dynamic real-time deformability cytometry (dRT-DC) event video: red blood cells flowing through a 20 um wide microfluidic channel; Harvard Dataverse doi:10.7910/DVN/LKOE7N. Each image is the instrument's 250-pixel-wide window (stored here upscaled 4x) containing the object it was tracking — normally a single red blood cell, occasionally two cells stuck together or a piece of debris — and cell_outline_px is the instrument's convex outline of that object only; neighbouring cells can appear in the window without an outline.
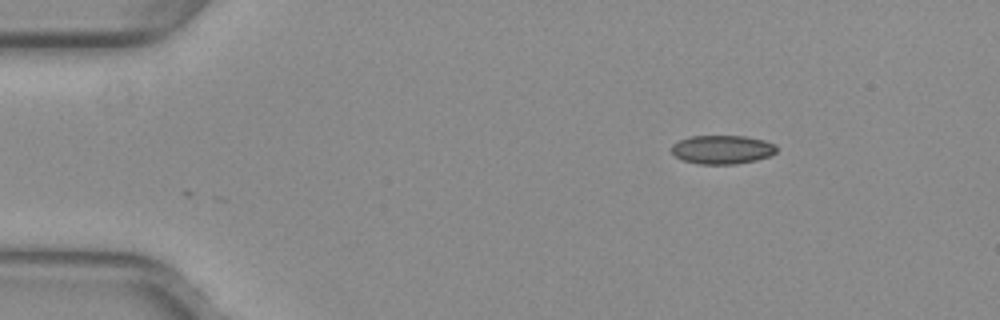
{"species": "common noctule bat (a hibernating species)", "species_latin": "Nyctalus noctula", "temperature_condition": "warm", "stored_images_in_passage": 46, "camera_frame_rate_fps": 3000, "um_per_image_px": 0.085, "animal": {"sex": "female", "body_mass_g": 29.2, "forearm_length_mm": 56.3}, "frame": {"image": 1, "passage_image": 1, "time_ms": 0.0, "image_size_px": [1000, 320], "cell_outline_px": [[776, 152], [768, 156], [756, 160], [736, 164], [700, 164], [684, 160], [676, 156], [672, 152], [672, 144], [680, 140], [692, 136], [744, 136], [764, 140], [776, 144]], "centroid_in_image_um": [61.41, 12.71], "position_along_channel_um": 23.6, "area_um2": 17.46}}
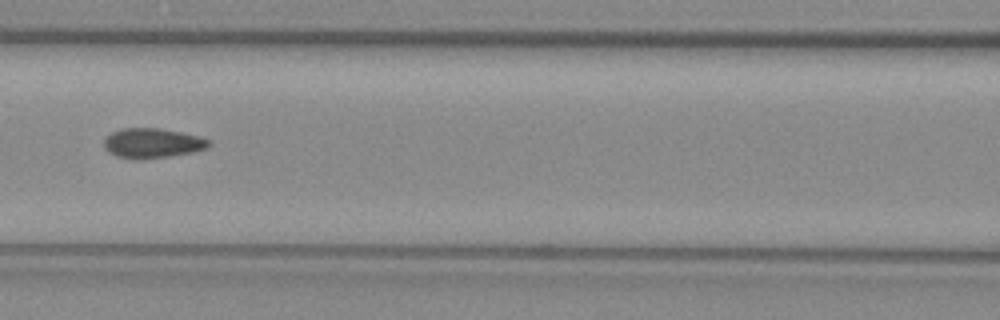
{"frame": {"image": 2, "passage_image": 17, "time_ms": 5.333, "image_size_px": [1000, 320], "cell_outline_px": [[212, 144], [208, 148], [192, 152], [168, 156], [136, 160], [132, 160], [116, 156], [108, 152], [104, 148], [104, 140], [112, 132], [120, 128], [156, 128], [180, 132], [196, 136], [208, 140]], "centroid_in_image_um": [12.91, 12.18], "position_along_channel_um": 153.7, "area_um2": 18.15}}
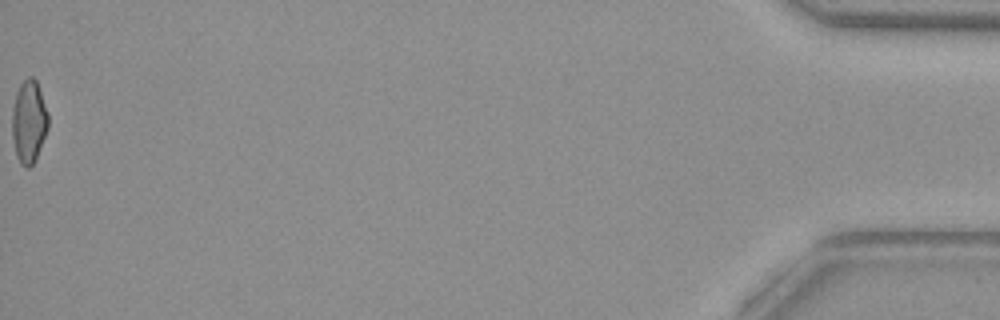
{"frame": {"image": 3, "passage_image": 46, "time_ms": 15.0, "image_size_px": [1000, 320], "cell_outline_px": [[48, 128], [36, 156], [32, 164], [28, 168], [20, 164], [16, 156], [12, 136], [12, 112], [16, 92], [20, 84], [28, 76], [32, 76], [36, 80], [48, 112]], "centroid_in_image_um": [2.44, 10.32], "position_along_channel_um": 432.8, "area_um2": 17.28}, "authors_computed_cell_mechanics": {"area_um2": 17.8602, "velocity_mm_per_s": 3.9715, "shape_relaxation_time_tau1_ms": null, "shape_relaxation_time_tau2_ms": 1.602, "deformation_change_tau1": null, "deformation_change_tau2": 0.0538}}